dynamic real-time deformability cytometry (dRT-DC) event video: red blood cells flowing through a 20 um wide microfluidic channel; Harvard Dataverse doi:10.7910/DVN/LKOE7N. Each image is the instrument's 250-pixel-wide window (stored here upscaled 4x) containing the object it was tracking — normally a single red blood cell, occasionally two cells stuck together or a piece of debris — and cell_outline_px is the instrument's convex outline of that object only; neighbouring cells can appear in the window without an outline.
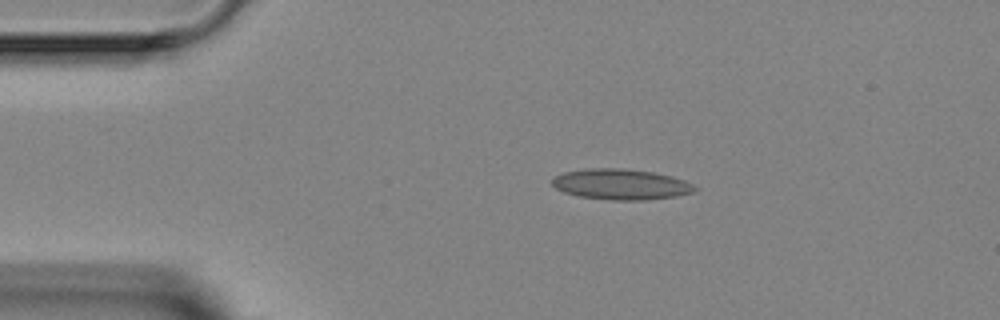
{"species": "Egyptian fruit bat (a non-hibernating species)", "species_latin": "Rousettus aegyptiacus", "temperature_condition": "room temperature", "stored_images_in_passage": 4, "camera_frame_rate_fps": 3000, "um_per_image_px": 0.085, "animal": {"sex": "female"}, "frame": {"image": 1, "passage_image": 2, "time_ms": 1.667, "image_size_px": [1000, 320], "cell_outline_px": [[700, 188], [696, 192], [676, 196], [644, 200], [612, 200], [580, 196], [564, 192], [556, 188], [552, 184], [552, 180], [556, 176], [564, 172], [588, 168], [624, 168], [652, 172], [672, 176], [684, 180]], "centroid_in_image_um": [52.83, 15.66], "position_along_channel_um": 32.2, "area_um2": 25.49}}
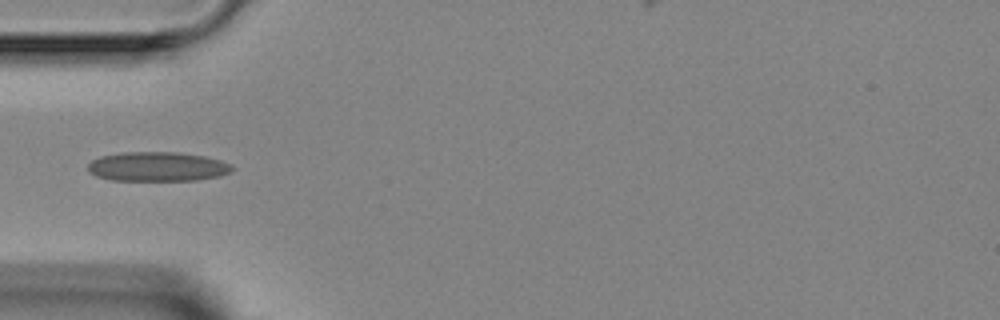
{"frame": {"image": 2, "passage_image": 3, "time_ms": 3.667, "image_size_px": [1000, 320], "cell_outline_px": [[236, 168], [232, 172], [220, 176], [196, 180], [112, 180], [96, 176], [88, 172], [88, 164], [92, 160], [100, 156], [124, 152], [176, 152], [204, 156], [220, 160], [232, 164]], "centroid_in_image_um": [13.41, 14.16], "position_along_channel_um": 71.6, "area_um2": 24.85}}